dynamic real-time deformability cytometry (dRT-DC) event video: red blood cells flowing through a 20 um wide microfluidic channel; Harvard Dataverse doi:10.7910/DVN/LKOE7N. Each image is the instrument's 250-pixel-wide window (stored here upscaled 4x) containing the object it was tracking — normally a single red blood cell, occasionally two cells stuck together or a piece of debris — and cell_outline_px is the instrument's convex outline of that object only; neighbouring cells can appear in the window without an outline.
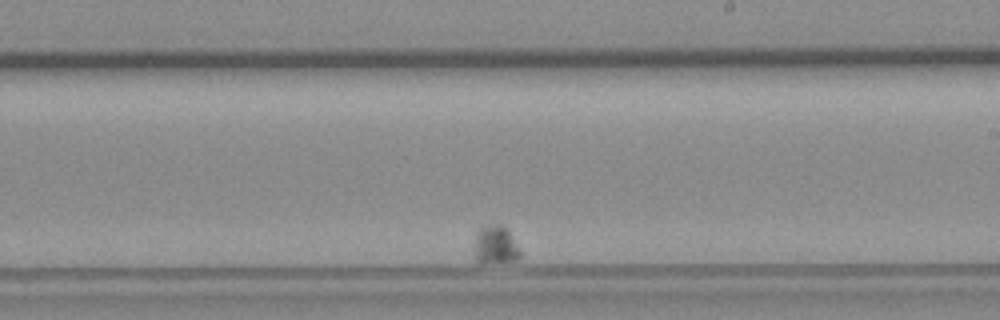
{"species": "common noctule bat (a hibernating species)", "species_latin": "Nyctalus noctula", "temperature_condition": "room temperature", "stored_images_in_passage": 51, "camera_frame_rate_fps": 3000, "um_per_image_px": 0.085, "animal": {"sex": "female", "body_mass_g": 19.3, "forearm_length_mm": 54.1}, "frame": {"image": 1, "passage_image": 36, "time_ms": 11.667, "image_size_px": [1000, 320], "cell_outline_px": [[520, 260], [476, 260], [472, 256], [472, 248], [476, 236], [480, 228], [492, 224], [504, 224], [508, 228], [520, 248]], "centroid_in_image_um": [42.12, 20.76], "position_along_channel_um": 246.9, "area_um2": 10.23}}